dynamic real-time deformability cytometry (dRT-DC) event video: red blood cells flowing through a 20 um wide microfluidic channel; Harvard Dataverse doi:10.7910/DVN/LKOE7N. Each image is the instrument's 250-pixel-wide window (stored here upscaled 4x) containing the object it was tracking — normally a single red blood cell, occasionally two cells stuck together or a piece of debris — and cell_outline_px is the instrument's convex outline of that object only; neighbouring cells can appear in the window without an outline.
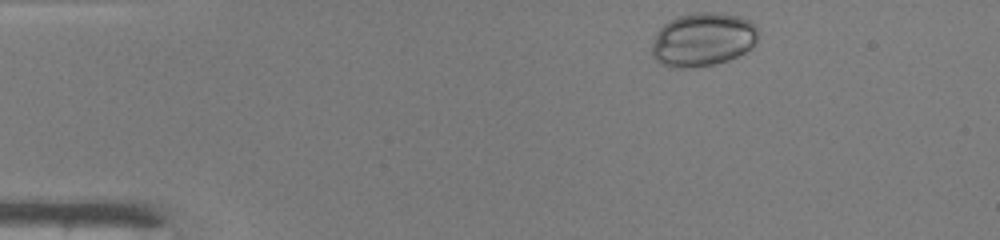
{"species": "common noctule bat (a hibernating species)", "species_latin": "Nyctalus noctula", "temperature_condition": "warm", "stored_images_in_passage": 36, "camera_frame_rate_fps": 3000, "um_per_image_px": 0.085, "animal": {"sex": "male", "body_mass_g": 19.0, "forearm_length_mm": 50.8}, "frame": {"image": 1, "passage_image": 1, "time_ms": 0.0, "image_size_px": [1000, 240], "cell_outline_px": [[756, 40], [752, 48], [728, 60], [716, 64], [692, 68], [668, 68], [660, 64], [652, 56], [652, 44], [656, 32], [664, 24], [676, 16], [696, 12], [720, 12], [740, 16], [752, 20], [756, 24]], "centroid_in_image_um": [59.72, 3.36], "position_along_channel_um": 25.3, "area_um2": 33.76}}
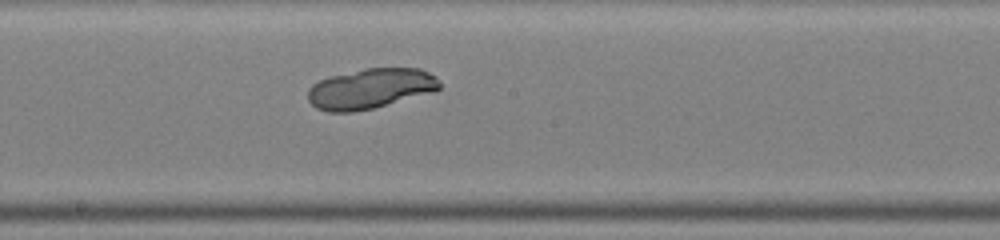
{"frame": {"image": 2, "passage_image": 20, "time_ms": 6.333, "image_size_px": [1000, 240], "cell_outline_px": [[440, 88], [436, 92], [372, 108], [352, 112], [328, 112], [316, 108], [308, 100], [308, 88], [312, 84], [328, 76], [364, 68], [420, 68], [436, 76], [440, 80]], "centroid_in_image_um": [31.5, 7.52], "position_along_channel_um": 216.7, "area_um2": 31.15}}
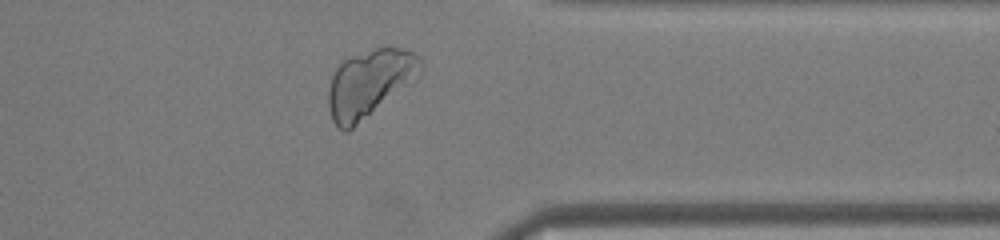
{"frame": {"image": 3, "passage_image": 32, "time_ms": 10.333, "image_size_px": [1000, 240], "cell_outline_px": [[420, 64], [416, 80], [348, 132], [344, 132], [332, 120], [328, 108], [328, 88], [332, 76], [336, 68], [344, 60], [352, 56], [376, 48], [404, 48], [420, 56]], "centroid_in_image_um": [31.38, 7.11], "position_along_channel_um": 380.0, "area_um2": 35.95}}